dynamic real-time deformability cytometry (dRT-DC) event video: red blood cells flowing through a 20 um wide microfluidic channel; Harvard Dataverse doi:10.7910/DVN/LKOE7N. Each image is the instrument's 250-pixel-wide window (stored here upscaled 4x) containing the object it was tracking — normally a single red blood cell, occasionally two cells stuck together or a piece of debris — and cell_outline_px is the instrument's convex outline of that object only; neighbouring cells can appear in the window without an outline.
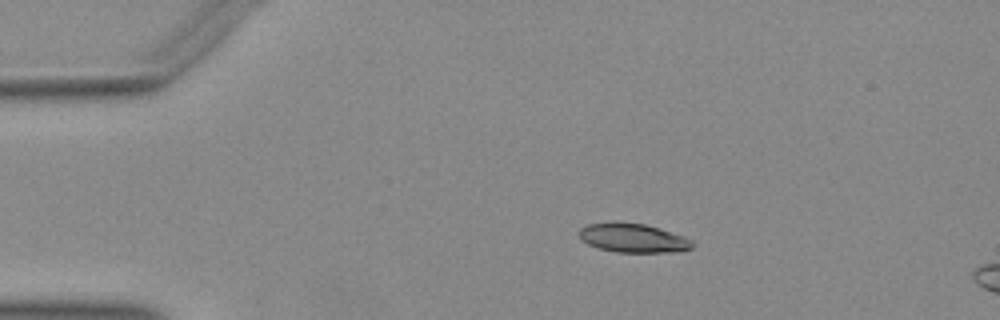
{"species": "Egyptian fruit bat (a non-hibernating species)", "species_latin": "Rousettus aegyptiacus", "temperature_condition": "warm", "stored_images_in_passage": 13, "camera_frame_rate_fps": 3000, "um_per_image_px": 0.085, "animal": {"sex": "female"}, "frame": {"image": 1, "passage_image": 8, "time_ms": 2.333, "image_size_px": [1000, 320], "cell_outline_px": [[692, 248], [680, 252], [616, 252], [600, 248], [588, 244], [580, 240], [580, 228], [588, 224], [644, 224], [684, 236], [692, 240]], "centroid_in_image_um": [53.85, 20.27], "position_along_channel_um": 31.2, "area_um2": 18.5}}